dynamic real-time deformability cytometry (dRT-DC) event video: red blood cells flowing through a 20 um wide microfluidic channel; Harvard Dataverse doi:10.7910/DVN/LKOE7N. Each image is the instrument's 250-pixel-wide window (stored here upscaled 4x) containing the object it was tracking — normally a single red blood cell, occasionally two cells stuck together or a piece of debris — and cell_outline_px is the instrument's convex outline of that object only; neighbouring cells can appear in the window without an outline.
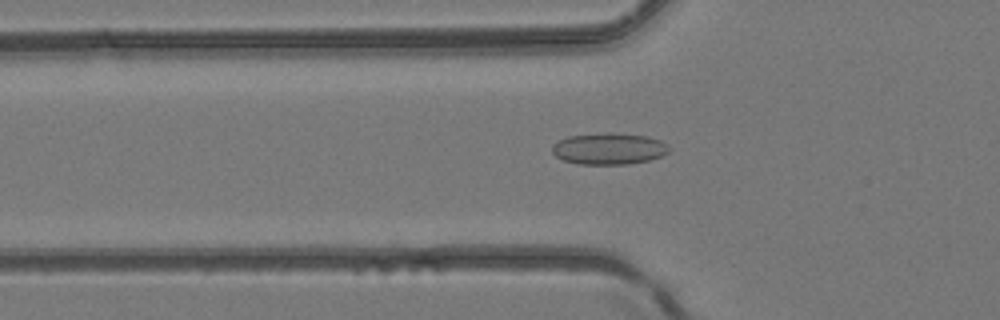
{"species": "common noctule bat (a hibernating species)", "species_latin": "Nyctalus noctula", "temperature_condition": "room temperature", "stored_images_in_passage": 48, "camera_frame_rate_fps": 3000, "um_per_image_px": 0.085, "animal": {"sex": "female", "body_mass_g": 24.6, "forearm_length_mm": 56.2}, "frame": {"image": 1, "passage_image": 17, "time_ms": 5.333, "image_size_px": [1000, 320], "cell_outline_px": [[668, 152], [660, 156], [648, 160], [628, 164], [576, 164], [564, 160], [556, 156], [552, 152], [552, 144], [568, 136], [612, 132], [648, 136], [660, 140], [668, 144]], "centroid_in_image_um": [51.75, 12.63], "position_along_channel_um": 74.1, "area_um2": 21.44}}
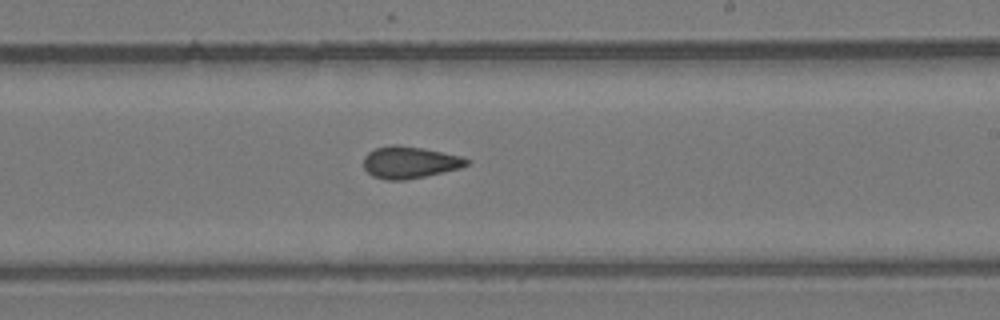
{"frame": {"image": 2, "passage_image": 29, "time_ms": 9.333, "image_size_px": [1000, 320], "cell_outline_px": [[472, 160], [468, 164], [460, 168], [424, 176], [404, 180], [388, 180], [372, 176], [364, 168], [364, 156], [368, 152], [376, 148], [392, 144], [400, 144], [424, 148], [464, 156]], "centroid_in_image_um": [34.85, 13.78], "position_along_channel_um": 254.2, "area_um2": 19.36}}
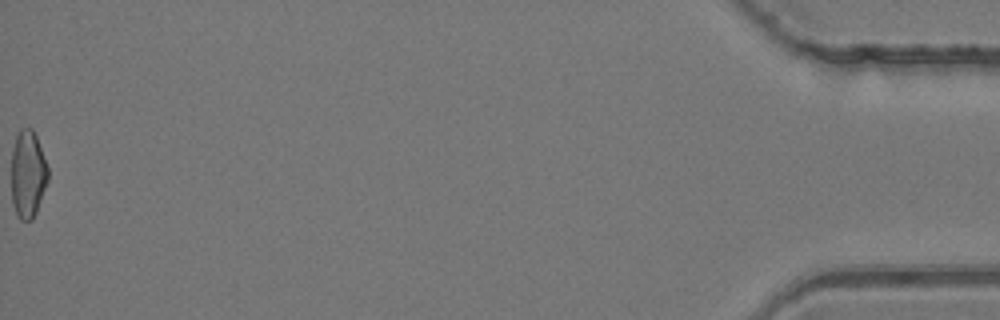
{"frame": {"image": 3, "passage_image": 48, "time_ms": 15.667, "image_size_px": [1000, 320], "cell_outline_px": [[48, 180], [36, 212], [32, 220], [20, 220], [16, 216], [12, 204], [12, 148], [16, 136], [20, 128], [32, 128], [36, 136], [48, 168]], "centroid_in_image_um": [2.35, 14.82], "position_along_channel_um": 432.8, "area_um2": 18.67}}